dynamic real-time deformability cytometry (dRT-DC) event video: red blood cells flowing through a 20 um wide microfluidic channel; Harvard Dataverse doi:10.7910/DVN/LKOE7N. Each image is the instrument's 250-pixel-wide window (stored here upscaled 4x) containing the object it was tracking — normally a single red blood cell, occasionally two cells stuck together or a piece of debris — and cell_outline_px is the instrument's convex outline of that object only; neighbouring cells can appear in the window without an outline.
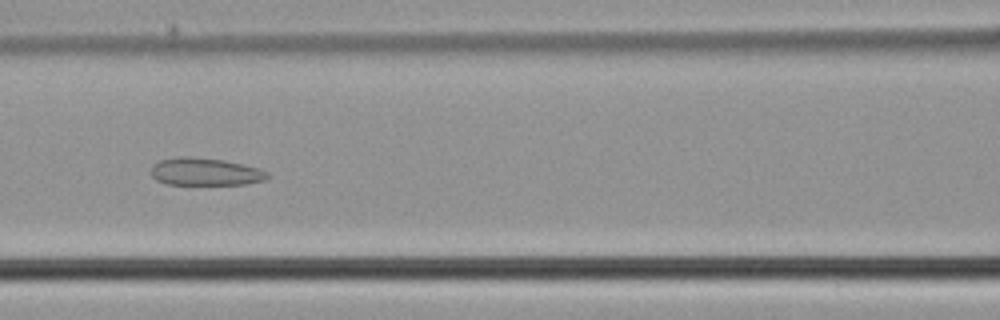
{"species": "common noctule bat (a hibernating species)", "species_latin": "Nyctalus noctula", "temperature_condition": "cold", "stored_images_in_passage": 48, "camera_frame_rate_fps": 3000, "um_per_image_px": 0.085, "animal": {"sex": "male", "body_mass_g": 21.5, "forearm_length_mm": 52.0}, "frame": {"image": 1, "passage_image": 19, "time_ms": 6.0, "image_size_px": [1000, 320], "cell_outline_px": [[272, 176], [268, 180], [248, 184], [168, 184], [156, 180], [152, 176], [152, 164], [160, 160], [184, 156], [188, 156], [224, 160], [256, 168], [268, 172]], "centroid_in_image_um": [17.48, 14.6], "position_along_channel_um": 149.1, "area_um2": 18.67}}
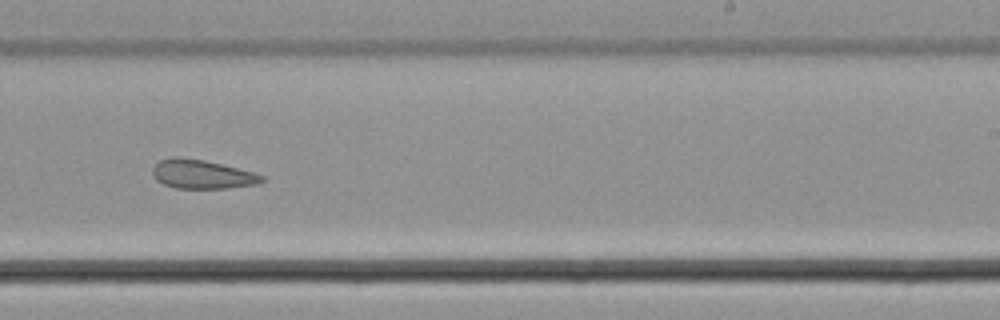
{"frame": {"image": 2, "passage_image": 28, "time_ms": 9.0, "image_size_px": [1000, 320], "cell_outline_px": [[264, 180], [256, 184], [228, 188], [176, 188], [164, 184], [156, 180], [152, 176], [152, 168], [160, 160], [172, 156], [180, 156], [204, 160], [252, 172], [264, 176]], "centroid_in_image_um": [17.11, 14.8], "position_along_channel_um": 271.9, "area_um2": 18.32}}
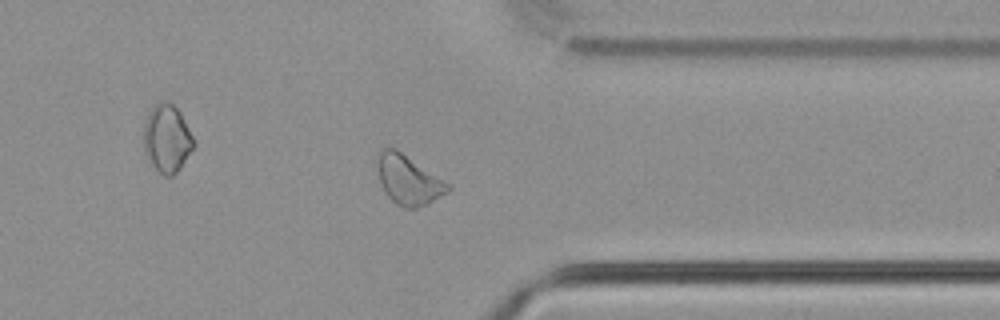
{"frame": {"image": 3, "passage_image": 36, "time_ms": 11.667, "image_size_px": [1000, 320], "cell_outline_px": [[452, 188], [448, 192], [428, 204], [416, 208], [404, 208], [396, 204], [384, 192], [376, 168], [376, 160], [380, 152], [384, 148], [396, 148], [452, 184]], "centroid_in_image_um": [34.74, 15.29], "position_along_channel_um": 376.7, "area_um2": 20.63}}